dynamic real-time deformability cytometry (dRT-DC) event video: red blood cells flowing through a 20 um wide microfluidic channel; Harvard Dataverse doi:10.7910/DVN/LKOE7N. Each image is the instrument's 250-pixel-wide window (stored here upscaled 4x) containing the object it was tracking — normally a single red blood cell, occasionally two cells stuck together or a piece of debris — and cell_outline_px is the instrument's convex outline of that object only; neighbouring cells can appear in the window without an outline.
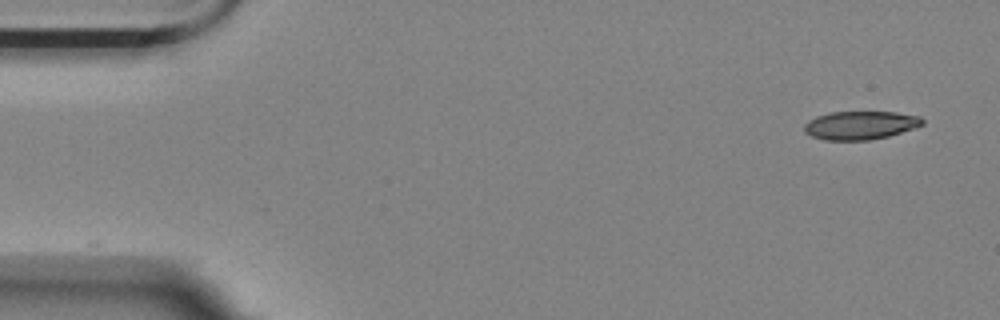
{"species": "Egyptian fruit bat (a non-hibernating species)", "species_latin": "Rousettus aegyptiacus", "temperature_condition": "room temperature", "stored_images_in_passage": 37, "camera_frame_rate_fps": 3000, "um_per_image_px": 0.085, "animal": {"sex": "female"}, "frame": {"image": 1, "passage_image": 1, "time_ms": 0.0, "image_size_px": [1000, 320], "cell_outline_px": [[924, 124], [916, 128], [888, 136], [868, 140], [824, 140], [812, 136], [804, 132], [804, 124], [808, 120], [816, 116], [828, 112], [896, 112], [920, 116], [924, 120]], "centroid_in_image_um": [73.13, 10.64], "position_along_channel_um": 11.9, "area_um2": 19.71}}
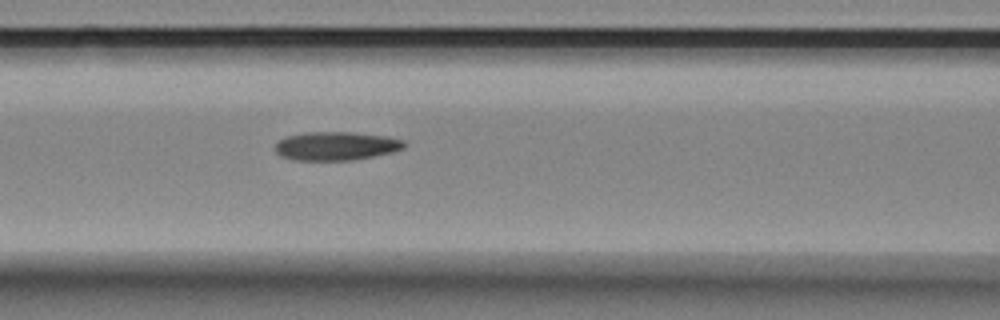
{"frame": {"image": 2, "passage_image": 21, "time_ms": 6.667, "image_size_px": [1000, 320], "cell_outline_px": [[404, 148], [392, 152], [352, 160], [292, 160], [280, 156], [276, 152], [276, 144], [280, 140], [288, 136], [304, 132], [348, 132], [388, 136], [404, 140]], "centroid_in_image_um": [28.56, 12.41], "position_along_channel_um": 138.0, "area_um2": 21.39}}
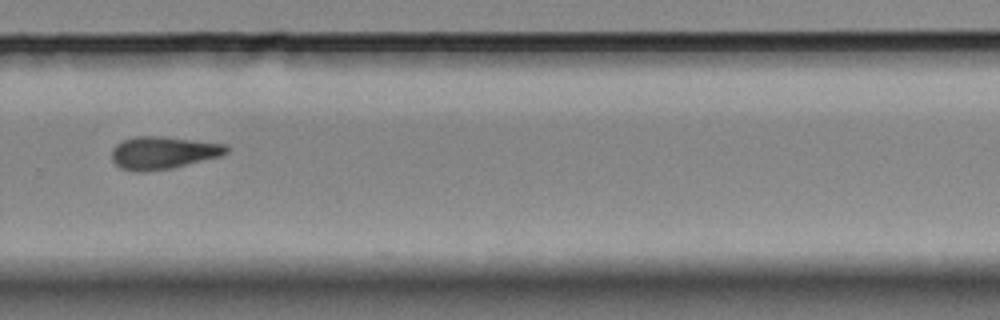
{"frame": {"image": 3, "passage_image": 36, "time_ms": 11.667, "image_size_px": [1000, 320], "cell_outline_px": [[228, 152], [220, 156], [172, 168], [144, 172], [132, 172], [120, 168], [112, 160], [112, 148], [116, 144], [124, 140], [136, 136], [160, 136], [228, 144]], "centroid_in_image_um": [13.85, 12.99], "position_along_channel_um": 316.0, "area_um2": 21.85}}